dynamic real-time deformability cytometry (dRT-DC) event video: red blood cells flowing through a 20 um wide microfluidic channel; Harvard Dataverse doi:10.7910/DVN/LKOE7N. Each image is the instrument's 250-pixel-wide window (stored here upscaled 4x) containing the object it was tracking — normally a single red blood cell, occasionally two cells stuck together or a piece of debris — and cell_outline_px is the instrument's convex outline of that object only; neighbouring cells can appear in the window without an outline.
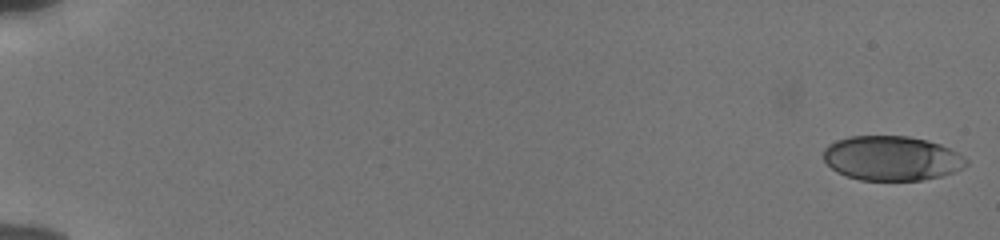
{"species": "human", "species_latin": "Homo sapiens", "temperature_condition": "cold", "stored_images_in_passage": 55, "camera_frame_rate_fps": 3000, "um_per_image_px": 0.085, "donor": {"sex": "male"}, "frame": {"image": 1, "passage_image": 1, "time_ms": 0.0, "image_size_px": [1000, 240], "cell_outline_px": [[968, 164], [964, 168], [940, 176], [924, 180], [860, 180], [836, 172], [824, 160], [824, 148], [828, 144], [836, 140], [848, 136], [908, 136], [928, 140], [940, 144], [964, 156], [968, 160]], "centroid_in_image_um": [75.79, 13.45], "position_along_channel_um": 9.2, "area_um2": 37.17}}
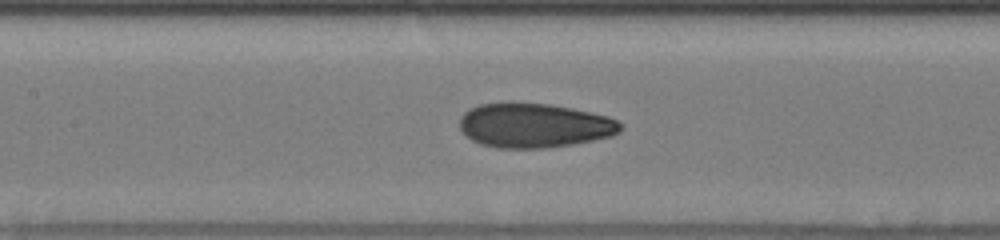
{"frame": {"image": 2, "passage_image": 28, "time_ms": 9.0, "image_size_px": [1000, 240], "cell_outline_px": [[624, 128], [620, 132], [612, 136], [572, 144], [544, 148], [496, 148], [480, 144], [472, 140], [460, 128], [460, 116], [468, 108], [480, 104], [508, 100], [512, 100], [552, 104], [572, 108], [608, 116], [624, 124]], "centroid_in_image_um": [45.4, 10.62], "position_along_channel_um": 162.0, "area_um2": 42.54}}
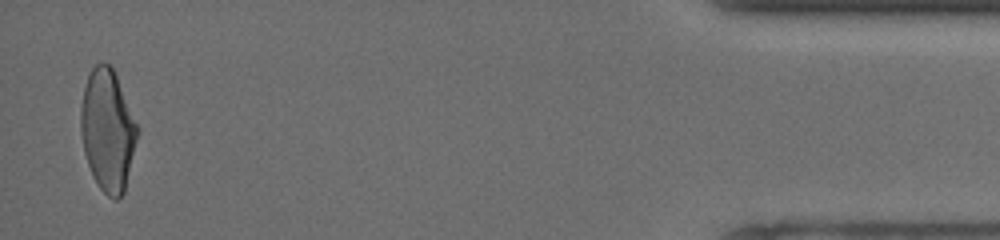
{"frame": {"image": 3, "passage_image": 54, "time_ms": 17.667, "image_size_px": [1000, 240], "cell_outline_px": [[140, 132], [124, 192], [116, 200], [112, 200], [100, 188], [92, 176], [84, 152], [80, 132], [80, 108], [84, 88], [88, 76], [92, 68], [96, 64], [108, 64], [112, 68], [116, 76], [140, 128]], "centroid_in_image_um": [9.16, 11.11], "position_along_channel_um": 426.0, "area_um2": 40.34}, "authors_computed_cell_mechanics": {"area_um2": 39.882, "velocity_mm_per_s": 3.8593, "shape_relaxation_time_tau1_ms": 6.0213, "shape_relaxation_time_tau2_ms": 1.3447, "deformation_change_tau1": 0.1802, "deformation_change_tau2": 0.0768}}